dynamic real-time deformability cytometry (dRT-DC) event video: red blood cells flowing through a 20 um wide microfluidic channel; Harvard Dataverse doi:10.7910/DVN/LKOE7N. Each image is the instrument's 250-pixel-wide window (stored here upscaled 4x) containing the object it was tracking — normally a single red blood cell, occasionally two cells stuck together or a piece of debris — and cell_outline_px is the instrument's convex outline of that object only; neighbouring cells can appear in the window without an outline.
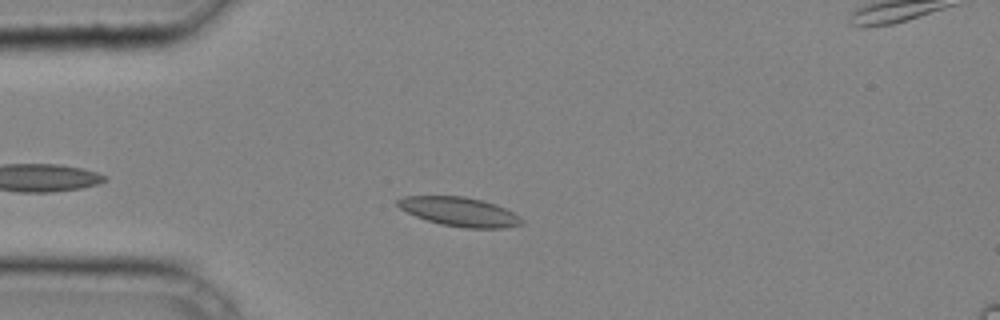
{"species": "common noctule bat (a hibernating species)", "species_latin": "Nyctalus noctula", "temperature_condition": "cold", "stored_images_in_passage": 35, "camera_frame_rate_fps": 3000, "um_per_image_px": 0.085, "animal": {"sex": "male", "body_mass_g": 20.4}, "frame": {"image": 1, "passage_image": 5, "time_ms": 1.333, "image_size_px": [1000, 320], "cell_outline_px": [[524, 224], [504, 228], [464, 228], [440, 224], [416, 216], [400, 208], [396, 204], [396, 200], [404, 196], [464, 196], [484, 200], [496, 204], [512, 212], [524, 220]], "centroid_in_image_um": [39.08, 17.99], "position_along_channel_um": 45.9, "area_um2": 21.04}}
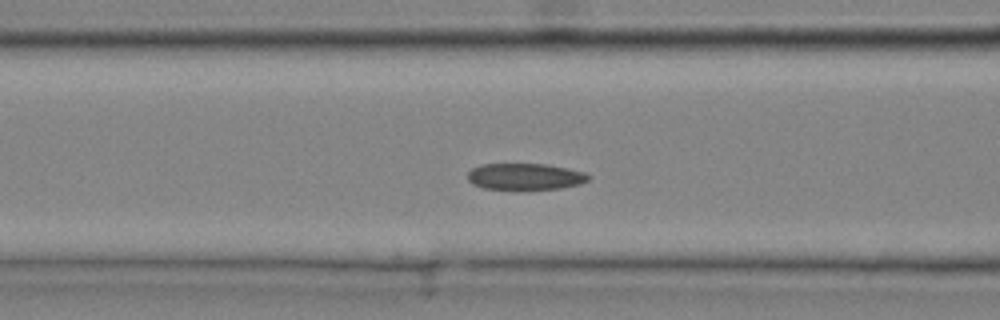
{"frame": {"image": 2, "passage_image": 11, "time_ms": 3.333, "image_size_px": [1000, 320], "cell_outline_px": [[588, 180], [580, 184], [560, 188], [484, 188], [472, 184], [468, 180], [468, 172], [472, 168], [480, 164], [544, 164], [568, 168], [584, 172], [588, 176]], "centroid_in_image_um": [44.6, 14.98], "position_along_channel_um": 122.0, "area_um2": 18.21}}
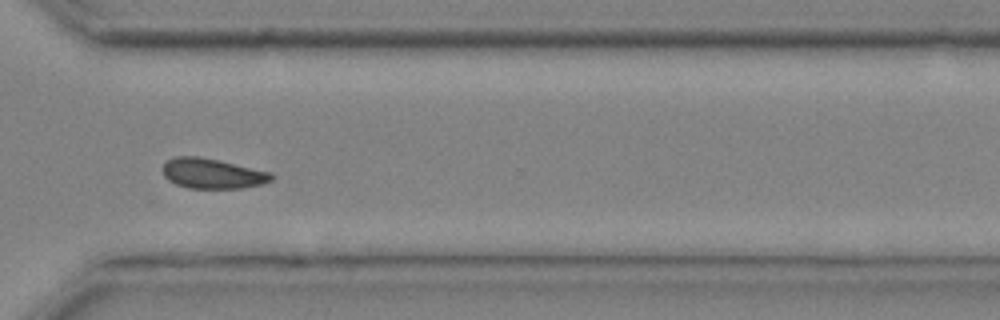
{"frame": {"image": 3, "passage_image": 26, "time_ms": 8.333, "image_size_px": [1000, 320], "cell_outline_px": [[272, 180], [260, 184], [244, 188], [188, 188], [176, 184], [168, 180], [164, 176], [164, 164], [172, 156], [200, 156], [272, 172]], "centroid_in_image_um": [18.04, 14.74], "position_along_channel_um": 352.6, "area_um2": 19.02}}